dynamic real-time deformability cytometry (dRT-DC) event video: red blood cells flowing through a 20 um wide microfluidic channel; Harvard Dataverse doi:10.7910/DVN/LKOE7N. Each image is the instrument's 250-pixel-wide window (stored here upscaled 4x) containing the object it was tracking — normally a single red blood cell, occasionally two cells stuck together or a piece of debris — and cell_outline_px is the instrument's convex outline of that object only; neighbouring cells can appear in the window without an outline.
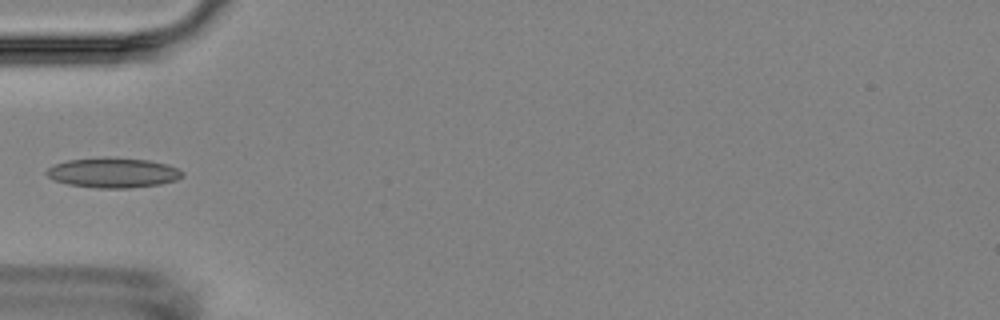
{"species": "Egyptian fruit bat (a non-hibernating species)", "species_latin": "Rousettus aegyptiacus", "temperature_condition": "room temperature", "stored_images_in_passage": 6, "camera_frame_rate_fps": 3000, "um_per_image_px": 0.085, "animal": {"sex": "female"}, "frame": {"image": 1, "passage_image": 5, "time_ms": 4.667, "image_size_px": [1000, 320], "cell_outline_px": [[184, 176], [176, 180], [160, 184], [128, 188], [96, 188], [68, 184], [52, 180], [44, 172], [48, 168], [56, 164], [68, 160], [104, 156], [108, 156], [148, 160], [168, 164], [184, 172]], "centroid_in_image_um": [9.61, 14.67], "position_along_channel_um": 75.4, "area_um2": 23.99}}